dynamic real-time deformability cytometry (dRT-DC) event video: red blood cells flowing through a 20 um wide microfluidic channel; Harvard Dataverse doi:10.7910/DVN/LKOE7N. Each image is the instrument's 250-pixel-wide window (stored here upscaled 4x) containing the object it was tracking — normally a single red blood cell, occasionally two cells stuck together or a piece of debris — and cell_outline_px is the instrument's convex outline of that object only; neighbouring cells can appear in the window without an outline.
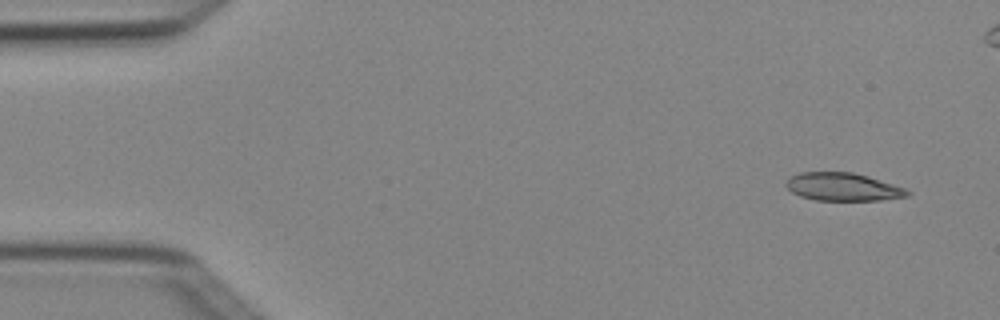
{"species": "Egyptian fruit bat (a non-hibernating species)", "species_latin": "Rousettus aegyptiacus", "temperature_condition": "cold", "stored_images_in_passage": 5, "camera_frame_rate_fps": 3000, "um_per_image_px": 0.085, "animal": {"sex": "female"}, "frame": {"image": 1, "passage_image": 1, "time_ms": 0.0, "image_size_px": [1000, 320], "cell_outline_px": [[912, 192], [908, 196], [880, 200], [816, 200], [800, 196], [792, 192], [784, 184], [792, 176], [800, 172], [852, 172], [868, 176], [904, 188]], "centroid_in_image_um": [71.64, 15.88], "position_along_channel_um": 13.4, "area_um2": 19.59}}